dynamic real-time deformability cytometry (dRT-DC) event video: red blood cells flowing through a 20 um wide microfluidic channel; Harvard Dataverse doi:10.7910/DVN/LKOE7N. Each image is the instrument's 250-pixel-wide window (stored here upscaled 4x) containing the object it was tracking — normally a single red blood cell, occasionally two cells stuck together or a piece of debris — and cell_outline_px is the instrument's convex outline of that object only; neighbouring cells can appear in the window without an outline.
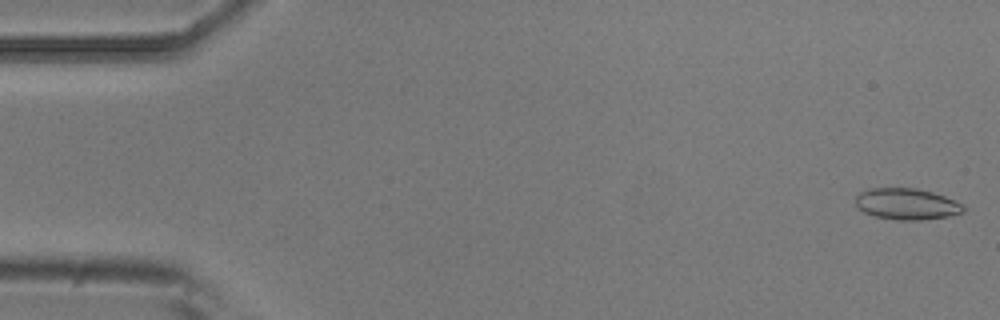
{"species": "common noctule bat (a hibernating species)", "species_latin": "Nyctalus noctula", "temperature_condition": "room temperature", "stored_images_in_passage": 5, "camera_frame_rate_fps": 3000, "um_per_image_px": 0.085, "animal": {"sex": "male", "body_mass_g": 20.5, "forearm_length_mm": 52.5}, "frame": {"image": 1, "passage_image": 1, "time_ms": 0.0, "image_size_px": [1000, 320], "cell_outline_px": [[964, 212], [948, 216], [920, 220], [896, 220], [872, 216], [856, 208], [856, 196], [860, 192], [872, 188], [916, 188], [932, 192], [944, 196], [964, 204]], "centroid_in_image_um": [77.05, 17.34], "position_along_channel_um": 8.0, "area_um2": 19.77}}
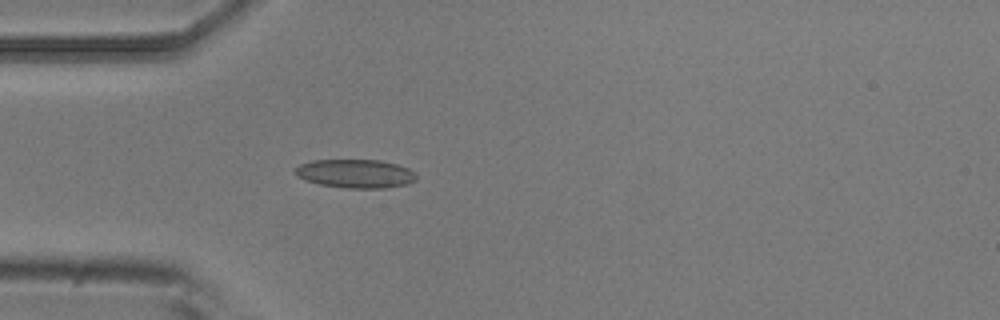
{"frame": {"image": 2, "passage_image": 5, "time_ms": 1.333, "image_size_px": [1000, 320], "cell_outline_px": [[416, 180], [408, 184], [384, 188], [348, 188], [320, 184], [304, 180], [296, 176], [292, 172], [300, 164], [312, 160], [380, 160], [396, 164], [408, 168], [416, 176]], "centroid_in_image_um": [30.18, 14.76], "position_along_channel_um": 54.8, "area_um2": 20.23}}